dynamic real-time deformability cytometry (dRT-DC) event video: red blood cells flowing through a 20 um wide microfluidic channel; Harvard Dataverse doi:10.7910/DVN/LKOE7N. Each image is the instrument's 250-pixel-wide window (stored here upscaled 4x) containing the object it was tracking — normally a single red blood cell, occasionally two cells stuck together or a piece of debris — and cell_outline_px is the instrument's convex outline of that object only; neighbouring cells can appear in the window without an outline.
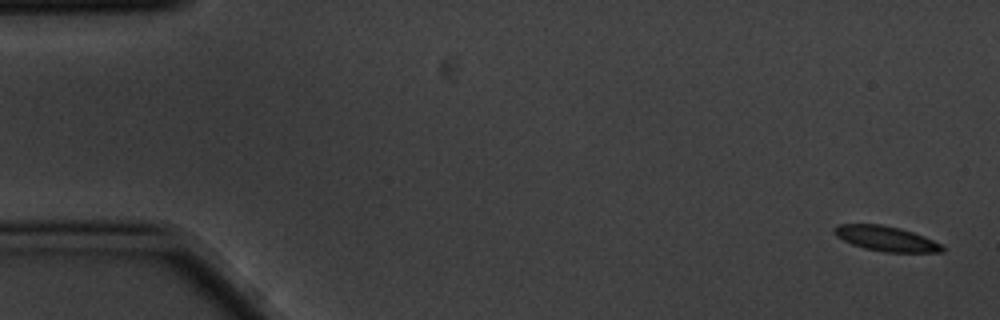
{"species": "common noctule bat (a hibernating species)", "species_latin": "Nyctalus noctula", "temperature_condition": "cold", "stored_images_in_passage": 5, "camera_frame_rate_fps": 3000, "um_per_image_px": 0.085, "animal": {"sex": "male", "body_mass_g": 20.1, "forearm_length_mm": 53.5}, "frame": {"image": 1, "passage_image": 1, "time_ms": 0.0, "image_size_px": [1000, 320], "cell_outline_px": [[944, 252], [884, 252], [864, 248], [852, 244], [836, 236], [832, 228], [836, 224], [880, 224], [900, 228], [924, 236], [940, 244], [944, 248]], "centroid_in_image_um": [75.28, 20.27], "position_along_channel_um": 9.7, "area_um2": 15.66}}